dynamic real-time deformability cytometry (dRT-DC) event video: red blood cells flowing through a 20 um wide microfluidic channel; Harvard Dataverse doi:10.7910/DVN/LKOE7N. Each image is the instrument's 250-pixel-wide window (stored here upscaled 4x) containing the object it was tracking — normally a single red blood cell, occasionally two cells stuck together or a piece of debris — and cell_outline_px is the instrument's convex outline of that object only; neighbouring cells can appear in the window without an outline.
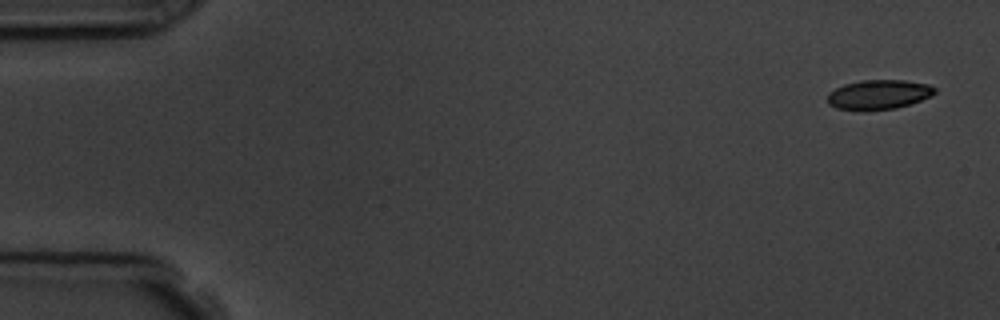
{"species": "common noctule bat (a hibernating species)", "species_latin": "Nyctalus noctula", "temperature_condition": "room temperature", "stored_images_in_passage": 6, "camera_frame_rate_fps": 3000, "um_per_image_px": 0.085, "animal": {"sex": "male", "body_mass_g": 19.5, "forearm_length_mm": 54.6}, "frame": {"image": 1, "passage_image": 1, "time_ms": 0.0, "image_size_px": [1000, 320], "cell_outline_px": [[936, 92], [920, 100], [896, 108], [836, 108], [828, 104], [828, 92], [844, 84], [860, 80], [904, 80], [928, 84], [936, 88]], "centroid_in_image_um": [74.69, 7.99], "position_along_channel_um": 10.3, "area_um2": 17.8}}
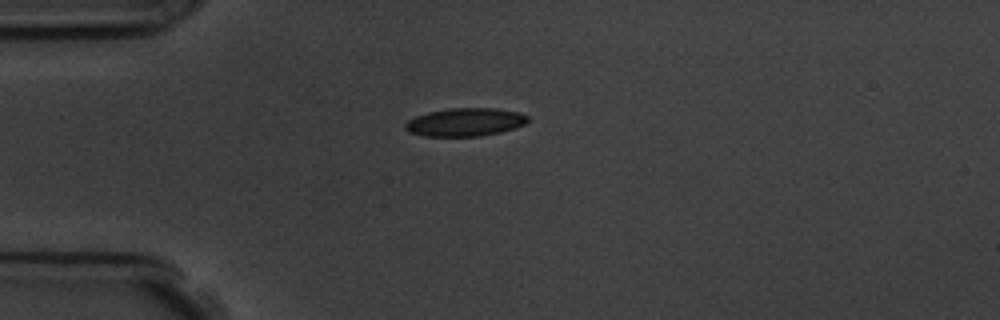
{"frame": {"image": 2, "passage_image": 4, "time_ms": 4.0, "image_size_px": [1000, 320], "cell_outline_px": [[528, 120], [524, 124], [500, 132], [480, 136], [424, 136], [408, 132], [404, 128], [404, 124], [408, 120], [416, 116], [428, 112], [452, 108], [496, 108], [520, 112], [528, 116]], "centroid_in_image_um": [39.51, 10.38], "position_along_channel_um": 45.5, "area_um2": 20.06}}
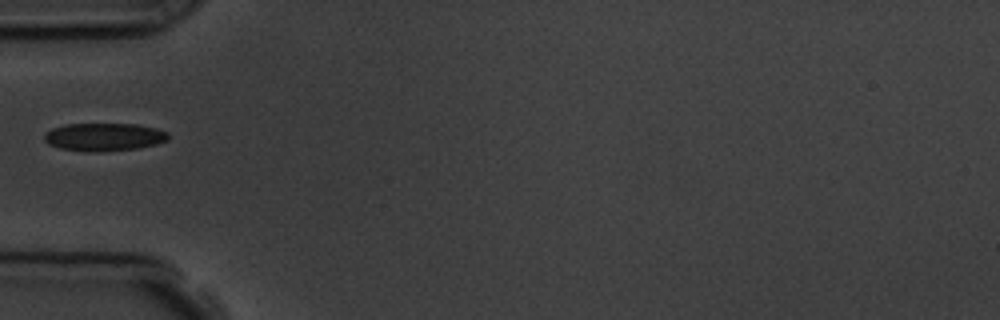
{"frame": {"image": 3, "passage_image": 5, "time_ms": 5.333, "image_size_px": [1000, 320], "cell_outline_px": [[168, 140], [156, 144], [136, 148], [84, 152], [60, 148], [48, 144], [44, 140], [44, 132], [52, 128], [64, 124], [136, 124], [156, 128], [168, 132]], "centroid_in_image_um": [8.8, 11.63], "position_along_channel_um": 76.2, "area_um2": 20.11}}